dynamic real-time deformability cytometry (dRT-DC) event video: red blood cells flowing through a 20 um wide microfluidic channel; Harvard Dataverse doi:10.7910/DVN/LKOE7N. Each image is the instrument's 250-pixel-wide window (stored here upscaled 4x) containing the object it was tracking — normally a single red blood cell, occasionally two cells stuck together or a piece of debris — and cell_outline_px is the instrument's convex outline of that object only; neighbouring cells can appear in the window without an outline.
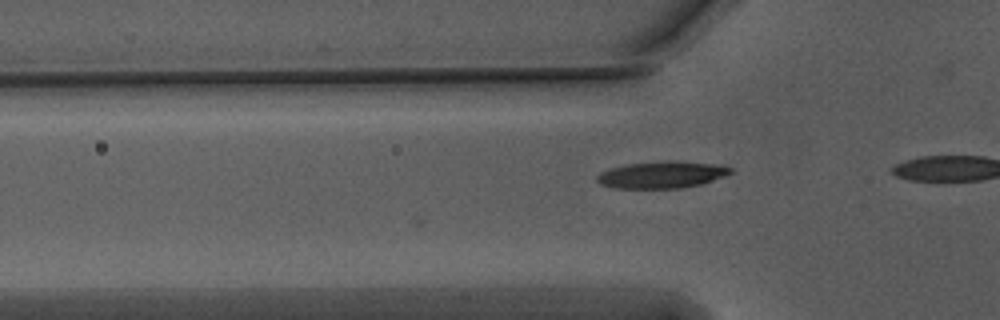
{"species": "Egyptian fruit bat (a non-hibernating species)", "species_latin": "Rousettus aegyptiacus", "temperature_condition": "warm", "stored_images_in_passage": 9, "camera_frame_rate_fps": 3000, "um_per_image_px": 0.085, "animal": {"sex": "male"}, "frame": {"image": 1, "passage_image": 4, "time_ms": 1.0, "image_size_px": [1000, 320], "cell_outline_px": [[732, 172], [724, 176], [700, 184], [680, 188], [612, 188], [600, 184], [596, 180], [596, 176], [600, 172], [624, 164], [664, 160], [676, 160], [724, 164], [732, 168]], "centroid_in_image_um": [56.27, 14.83], "position_along_channel_um": 69.5, "area_um2": 21.27}}
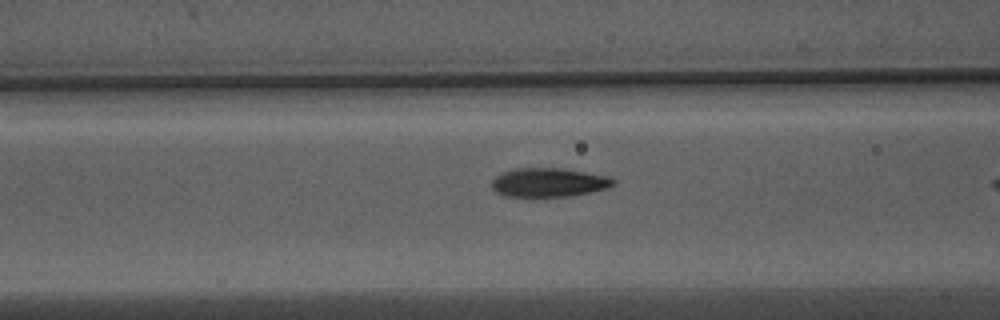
{"frame": {"image": 2, "passage_image": 8, "time_ms": 2.333, "image_size_px": [1000, 320], "cell_outline_px": [[616, 184], [608, 188], [592, 192], [572, 196], [504, 196], [496, 192], [492, 188], [492, 180], [500, 172], [516, 168], [564, 168], [608, 176], [616, 180]], "centroid_in_image_um": [46.66, 15.5], "position_along_channel_um": 119.9, "area_um2": 20.69}}